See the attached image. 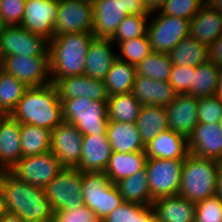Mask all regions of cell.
I'll return each mask as SVG.
<instances>
[{
    "label": "cell",
    "instance_id": "obj_33",
    "mask_svg": "<svg viewBox=\"0 0 222 222\" xmlns=\"http://www.w3.org/2000/svg\"><path fill=\"white\" fill-rule=\"evenodd\" d=\"M21 152L23 157L50 151L51 131L39 126L20 124Z\"/></svg>",
    "mask_w": 222,
    "mask_h": 222
},
{
    "label": "cell",
    "instance_id": "obj_51",
    "mask_svg": "<svg viewBox=\"0 0 222 222\" xmlns=\"http://www.w3.org/2000/svg\"><path fill=\"white\" fill-rule=\"evenodd\" d=\"M216 196L222 201V162L218 170Z\"/></svg>",
    "mask_w": 222,
    "mask_h": 222
},
{
    "label": "cell",
    "instance_id": "obj_55",
    "mask_svg": "<svg viewBox=\"0 0 222 222\" xmlns=\"http://www.w3.org/2000/svg\"><path fill=\"white\" fill-rule=\"evenodd\" d=\"M4 213L2 194L0 191V216Z\"/></svg>",
    "mask_w": 222,
    "mask_h": 222
},
{
    "label": "cell",
    "instance_id": "obj_14",
    "mask_svg": "<svg viewBox=\"0 0 222 222\" xmlns=\"http://www.w3.org/2000/svg\"><path fill=\"white\" fill-rule=\"evenodd\" d=\"M82 133L77 127L62 121L51 131L50 151L66 168H76L82 154Z\"/></svg>",
    "mask_w": 222,
    "mask_h": 222
},
{
    "label": "cell",
    "instance_id": "obj_15",
    "mask_svg": "<svg viewBox=\"0 0 222 222\" xmlns=\"http://www.w3.org/2000/svg\"><path fill=\"white\" fill-rule=\"evenodd\" d=\"M58 0H26L21 26L49 41L54 36Z\"/></svg>",
    "mask_w": 222,
    "mask_h": 222
},
{
    "label": "cell",
    "instance_id": "obj_35",
    "mask_svg": "<svg viewBox=\"0 0 222 222\" xmlns=\"http://www.w3.org/2000/svg\"><path fill=\"white\" fill-rule=\"evenodd\" d=\"M142 104L131 94H117L107 100L109 121L136 123Z\"/></svg>",
    "mask_w": 222,
    "mask_h": 222
},
{
    "label": "cell",
    "instance_id": "obj_40",
    "mask_svg": "<svg viewBox=\"0 0 222 222\" xmlns=\"http://www.w3.org/2000/svg\"><path fill=\"white\" fill-rule=\"evenodd\" d=\"M205 3V0H167L159 12L191 20Z\"/></svg>",
    "mask_w": 222,
    "mask_h": 222
},
{
    "label": "cell",
    "instance_id": "obj_41",
    "mask_svg": "<svg viewBox=\"0 0 222 222\" xmlns=\"http://www.w3.org/2000/svg\"><path fill=\"white\" fill-rule=\"evenodd\" d=\"M151 208V205L122 202L102 222H139L140 218Z\"/></svg>",
    "mask_w": 222,
    "mask_h": 222
},
{
    "label": "cell",
    "instance_id": "obj_36",
    "mask_svg": "<svg viewBox=\"0 0 222 222\" xmlns=\"http://www.w3.org/2000/svg\"><path fill=\"white\" fill-rule=\"evenodd\" d=\"M27 88L16 77L0 69V112L10 115Z\"/></svg>",
    "mask_w": 222,
    "mask_h": 222
},
{
    "label": "cell",
    "instance_id": "obj_45",
    "mask_svg": "<svg viewBox=\"0 0 222 222\" xmlns=\"http://www.w3.org/2000/svg\"><path fill=\"white\" fill-rule=\"evenodd\" d=\"M26 0H1L0 16L6 26H21Z\"/></svg>",
    "mask_w": 222,
    "mask_h": 222
},
{
    "label": "cell",
    "instance_id": "obj_30",
    "mask_svg": "<svg viewBox=\"0 0 222 222\" xmlns=\"http://www.w3.org/2000/svg\"><path fill=\"white\" fill-rule=\"evenodd\" d=\"M114 184L124 202L152 205L154 201L149 190L146 170L138 171L135 175L123 178Z\"/></svg>",
    "mask_w": 222,
    "mask_h": 222
},
{
    "label": "cell",
    "instance_id": "obj_23",
    "mask_svg": "<svg viewBox=\"0 0 222 222\" xmlns=\"http://www.w3.org/2000/svg\"><path fill=\"white\" fill-rule=\"evenodd\" d=\"M23 157L20 123L10 115L0 117V171H10Z\"/></svg>",
    "mask_w": 222,
    "mask_h": 222
},
{
    "label": "cell",
    "instance_id": "obj_48",
    "mask_svg": "<svg viewBox=\"0 0 222 222\" xmlns=\"http://www.w3.org/2000/svg\"><path fill=\"white\" fill-rule=\"evenodd\" d=\"M209 60L222 66V35L209 47Z\"/></svg>",
    "mask_w": 222,
    "mask_h": 222
},
{
    "label": "cell",
    "instance_id": "obj_16",
    "mask_svg": "<svg viewBox=\"0 0 222 222\" xmlns=\"http://www.w3.org/2000/svg\"><path fill=\"white\" fill-rule=\"evenodd\" d=\"M197 107L198 98L188 94H177L165 107L169 129L188 139L198 124Z\"/></svg>",
    "mask_w": 222,
    "mask_h": 222
},
{
    "label": "cell",
    "instance_id": "obj_47",
    "mask_svg": "<svg viewBox=\"0 0 222 222\" xmlns=\"http://www.w3.org/2000/svg\"><path fill=\"white\" fill-rule=\"evenodd\" d=\"M122 4L127 15L150 16L151 14L145 5V0H122Z\"/></svg>",
    "mask_w": 222,
    "mask_h": 222
},
{
    "label": "cell",
    "instance_id": "obj_57",
    "mask_svg": "<svg viewBox=\"0 0 222 222\" xmlns=\"http://www.w3.org/2000/svg\"><path fill=\"white\" fill-rule=\"evenodd\" d=\"M2 58H1V54H0V69H2Z\"/></svg>",
    "mask_w": 222,
    "mask_h": 222
},
{
    "label": "cell",
    "instance_id": "obj_17",
    "mask_svg": "<svg viewBox=\"0 0 222 222\" xmlns=\"http://www.w3.org/2000/svg\"><path fill=\"white\" fill-rule=\"evenodd\" d=\"M60 100L87 97L92 101H107L109 95L105 82L90 76H69L54 83Z\"/></svg>",
    "mask_w": 222,
    "mask_h": 222
},
{
    "label": "cell",
    "instance_id": "obj_54",
    "mask_svg": "<svg viewBox=\"0 0 222 222\" xmlns=\"http://www.w3.org/2000/svg\"><path fill=\"white\" fill-rule=\"evenodd\" d=\"M215 95L222 100V66H220L219 82Z\"/></svg>",
    "mask_w": 222,
    "mask_h": 222
},
{
    "label": "cell",
    "instance_id": "obj_9",
    "mask_svg": "<svg viewBox=\"0 0 222 222\" xmlns=\"http://www.w3.org/2000/svg\"><path fill=\"white\" fill-rule=\"evenodd\" d=\"M184 160L147 158L145 170L153 200L179 193Z\"/></svg>",
    "mask_w": 222,
    "mask_h": 222
},
{
    "label": "cell",
    "instance_id": "obj_6",
    "mask_svg": "<svg viewBox=\"0 0 222 222\" xmlns=\"http://www.w3.org/2000/svg\"><path fill=\"white\" fill-rule=\"evenodd\" d=\"M81 189L84 204L100 221L123 202L116 185L109 180L104 171L83 172Z\"/></svg>",
    "mask_w": 222,
    "mask_h": 222
},
{
    "label": "cell",
    "instance_id": "obj_19",
    "mask_svg": "<svg viewBox=\"0 0 222 222\" xmlns=\"http://www.w3.org/2000/svg\"><path fill=\"white\" fill-rule=\"evenodd\" d=\"M93 28L95 38L110 39L121 21L127 16L122 0H92Z\"/></svg>",
    "mask_w": 222,
    "mask_h": 222
},
{
    "label": "cell",
    "instance_id": "obj_58",
    "mask_svg": "<svg viewBox=\"0 0 222 222\" xmlns=\"http://www.w3.org/2000/svg\"><path fill=\"white\" fill-rule=\"evenodd\" d=\"M220 127L222 128V117L219 120Z\"/></svg>",
    "mask_w": 222,
    "mask_h": 222
},
{
    "label": "cell",
    "instance_id": "obj_34",
    "mask_svg": "<svg viewBox=\"0 0 222 222\" xmlns=\"http://www.w3.org/2000/svg\"><path fill=\"white\" fill-rule=\"evenodd\" d=\"M219 74L220 66L210 60L196 66L195 73H193V87L188 95L196 98L215 95Z\"/></svg>",
    "mask_w": 222,
    "mask_h": 222
},
{
    "label": "cell",
    "instance_id": "obj_39",
    "mask_svg": "<svg viewBox=\"0 0 222 222\" xmlns=\"http://www.w3.org/2000/svg\"><path fill=\"white\" fill-rule=\"evenodd\" d=\"M149 18L150 16L127 15L110 38L111 41L117 46L122 41L146 36Z\"/></svg>",
    "mask_w": 222,
    "mask_h": 222
},
{
    "label": "cell",
    "instance_id": "obj_31",
    "mask_svg": "<svg viewBox=\"0 0 222 222\" xmlns=\"http://www.w3.org/2000/svg\"><path fill=\"white\" fill-rule=\"evenodd\" d=\"M169 55L174 65L196 67L209 61V47L189 35L173 47Z\"/></svg>",
    "mask_w": 222,
    "mask_h": 222
},
{
    "label": "cell",
    "instance_id": "obj_7",
    "mask_svg": "<svg viewBox=\"0 0 222 222\" xmlns=\"http://www.w3.org/2000/svg\"><path fill=\"white\" fill-rule=\"evenodd\" d=\"M147 35L152 52L169 54L181 40L190 35V20L151 12Z\"/></svg>",
    "mask_w": 222,
    "mask_h": 222
},
{
    "label": "cell",
    "instance_id": "obj_49",
    "mask_svg": "<svg viewBox=\"0 0 222 222\" xmlns=\"http://www.w3.org/2000/svg\"><path fill=\"white\" fill-rule=\"evenodd\" d=\"M167 0H145V5L150 12L159 11Z\"/></svg>",
    "mask_w": 222,
    "mask_h": 222
},
{
    "label": "cell",
    "instance_id": "obj_29",
    "mask_svg": "<svg viewBox=\"0 0 222 222\" xmlns=\"http://www.w3.org/2000/svg\"><path fill=\"white\" fill-rule=\"evenodd\" d=\"M135 124L142 142L148 144L162 131L169 129L165 107L142 106Z\"/></svg>",
    "mask_w": 222,
    "mask_h": 222
},
{
    "label": "cell",
    "instance_id": "obj_53",
    "mask_svg": "<svg viewBox=\"0 0 222 222\" xmlns=\"http://www.w3.org/2000/svg\"><path fill=\"white\" fill-rule=\"evenodd\" d=\"M206 3L213 9L222 11V0H207Z\"/></svg>",
    "mask_w": 222,
    "mask_h": 222
},
{
    "label": "cell",
    "instance_id": "obj_52",
    "mask_svg": "<svg viewBox=\"0 0 222 222\" xmlns=\"http://www.w3.org/2000/svg\"><path fill=\"white\" fill-rule=\"evenodd\" d=\"M139 222H158L154 216L152 207L140 218Z\"/></svg>",
    "mask_w": 222,
    "mask_h": 222
},
{
    "label": "cell",
    "instance_id": "obj_11",
    "mask_svg": "<svg viewBox=\"0 0 222 222\" xmlns=\"http://www.w3.org/2000/svg\"><path fill=\"white\" fill-rule=\"evenodd\" d=\"M49 40L25 30L22 26H6L0 34L1 58L13 55L49 56Z\"/></svg>",
    "mask_w": 222,
    "mask_h": 222
},
{
    "label": "cell",
    "instance_id": "obj_4",
    "mask_svg": "<svg viewBox=\"0 0 222 222\" xmlns=\"http://www.w3.org/2000/svg\"><path fill=\"white\" fill-rule=\"evenodd\" d=\"M221 162L188 154L184 160L179 195L198 203L216 195Z\"/></svg>",
    "mask_w": 222,
    "mask_h": 222
},
{
    "label": "cell",
    "instance_id": "obj_56",
    "mask_svg": "<svg viewBox=\"0 0 222 222\" xmlns=\"http://www.w3.org/2000/svg\"><path fill=\"white\" fill-rule=\"evenodd\" d=\"M6 25L3 22L2 17L0 16V34L3 32V30L5 29Z\"/></svg>",
    "mask_w": 222,
    "mask_h": 222
},
{
    "label": "cell",
    "instance_id": "obj_3",
    "mask_svg": "<svg viewBox=\"0 0 222 222\" xmlns=\"http://www.w3.org/2000/svg\"><path fill=\"white\" fill-rule=\"evenodd\" d=\"M95 37L91 32L66 33L49 41L50 79L84 75L85 57Z\"/></svg>",
    "mask_w": 222,
    "mask_h": 222
},
{
    "label": "cell",
    "instance_id": "obj_26",
    "mask_svg": "<svg viewBox=\"0 0 222 222\" xmlns=\"http://www.w3.org/2000/svg\"><path fill=\"white\" fill-rule=\"evenodd\" d=\"M147 158L185 159L189 154L185 137L170 129L162 131L145 145Z\"/></svg>",
    "mask_w": 222,
    "mask_h": 222
},
{
    "label": "cell",
    "instance_id": "obj_24",
    "mask_svg": "<svg viewBox=\"0 0 222 222\" xmlns=\"http://www.w3.org/2000/svg\"><path fill=\"white\" fill-rule=\"evenodd\" d=\"M151 207L158 222H195L196 203L179 194L158 198Z\"/></svg>",
    "mask_w": 222,
    "mask_h": 222
},
{
    "label": "cell",
    "instance_id": "obj_50",
    "mask_svg": "<svg viewBox=\"0 0 222 222\" xmlns=\"http://www.w3.org/2000/svg\"><path fill=\"white\" fill-rule=\"evenodd\" d=\"M0 222H25L20 216L3 213L0 216Z\"/></svg>",
    "mask_w": 222,
    "mask_h": 222
},
{
    "label": "cell",
    "instance_id": "obj_12",
    "mask_svg": "<svg viewBox=\"0 0 222 222\" xmlns=\"http://www.w3.org/2000/svg\"><path fill=\"white\" fill-rule=\"evenodd\" d=\"M92 28V0H58L54 36L66 33L91 32Z\"/></svg>",
    "mask_w": 222,
    "mask_h": 222
},
{
    "label": "cell",
    "instance_id": "obj_1",
    "mask_svg": "<svg viewBox=\"0 0 222 222\" xmlns=\"http://www.w3.org/2000/svg\"><path fill=\"white\" fill-rule=\"evenodd\" d=\"M0 191L4 212L25 222H53L54 211L45 189L18 180L9 171H0Z\"/></svg>",
    "mask_w": 222,
    "mask_h": 222
},
{
    "label": "cell",
    "instance_id": "obj_32",
    "mask_svg": "<svg viewBox=\"0 0 222 222\" xmlns=\"http://www.w3.org/2000/svg\"><path fill=\"white\" fill-rule=\"evenodd\" d=\"M136 76V66L117 58L104 79L109 97L131 93Z\"/></svg>",
    "mask_w": 222,
    "mask_h": 222
},
{
    "label": "cell",
    "instance_id": "obj_18",
    "mask_svg": "<svg viewBox=\"0 0 222 222\" xmlns=\"http://www.w3.org/2000/svg\"><path fill=\"white\" fill-rule=\"evenodd\" d=\"M187 142L190 154L222 162V128L219 122L197 124Z\"/></svg>",
    "mask_w": 222,
    "mask_h": 222
},
{
    "label": "cell",
    "instance_id": "obj_8",
    "mask_svg": "<svg viewBox=\"0 0 222 222\" xmlns=\"http://www.w3.org/2000/svg\"><path fill=\"white\" fill-rule=\"evenodd\" d=\"M83 172L64 167L45 187L46 198L52 210H76L84 205L81 194Z\"/></svg>",
    "mask_w": 222,
    "mask_h": 222
},
{
    "label": "cell",
    "instance_id": "obj_43",
    "mask_svg": "<svg viewBox=\"0 0 222 222\" xmlns=\"http://www.w3.org/2000/svg\"><path fill=\"white\" fill-rule=\"evenodd\" d=\"M195 222H222V201L214 195L196 203Z\"/></svg>",
    "mask_w": 222,
    "mask_h": 222
},
{
    "label": "cell",
    "instance_id": "obj_25",
    "mask_svg": "<svg viewBox=\"0 0 222 222\" xmlns=\"http://www.w3.org/2000/svg\"><path fill=\"white\" fill-rule=\"evenodd\" d=\"M190 35L210 47L222 35L221 12L205 3L190 20Z\"/></svg>",
    "mask_w": 222,
    "mask_h": 222
},
{
    "label": "cell",
    "instance_id": "obj_21",
    "mask_svg": "<svg viewBox=\"0 0 222 222\" xmlns=\"http://www.w3.org/2000/svg\"><path fill=\"white\" fill-rule=\"evenodd\" d=\"M116 45L111 39L94 38L85 57L84 75L104 81L113 62L117 59Z\"/></svg>",
    "mask_w": 222,
    "mask_h": 222
},
{
    "label": "cell",
    "instance_id": "obj_37",
    "mask_svg": "<svg viewBox=\"0 0 222 222\" xmlns=\"http://www.w3.org/2000/svg\"><path fill=\"white\" fill-rule=\"evenodd\" d=\"M173 63L169 54L151 52L148 57L136 65L137 75L169 81Z\"/></svg>",
    "mask_w": 222,
    "mask_h": 222
},
{
    "label": "cell",
    "instance_id": "obj_10",
    "mask_svg": "<svg viewBox=\"0 0 222 222\" xmlns=\"http://www.w3.org/2000/svg\"><path fill=\"white\" fill-rule=\"evenodd\" d=\"M63 168L55 155L48 151L39 155L22 157L9 172L20 181L45 189Z\"/></svg>",
    "mask_w": 222,
    "mask_h": 222
},
{
    "label": "cell",
    "instance_id": "obj_22",
    "mask_svg": "<svg viewBox=\"0 0 222 222\" xmlns=\"http://www.w3.org/2000/svg\"><path fill=\"white\" fill-rule=\"evenodd\" d=\"M131 94L142 106L167 107L177 96L169 81H157L137 75L132 86Z\"/></svg>",
    "mask_w": 222,
    "mask_h": 222
},
{
    "label": "cell",
    "instance_id": "obj_5",
    "mask_svg": "<svg viewBox=\"0 0 222 222\" xmlns=\"http://www.w3.org/2000/svg\"><path fill=\"white\" fill-rule=\"evenodd\" d=\"M61 102L63 121L75 125L82 135L107 134V101L78 97Z\"/></svg>",
    "mask_w": 222,
    "mask_h": 222
},
{
    "label": "cell",
    "instance_id": "obj_20",
    "mask_svg": "<svg viewBox=\"0 0 222 222\" xmlns=\"http://www.w3.org/2000/svg\"><path fill=\"white\" fill-rule=\"evenodd\" d=\"M111 153L107 134L83 135L81 159L76 168L81 172L104 171Z\"/></svg>",
    "mask_w": 222,
    "mask_h": 222
},
{
    "label": "cell",
    "instance_id": "obj_38",
    "mask_svg": "<svg viewBox=\"0 0 222 222\" xmlns=\"http://www.w3.org/2000/svg\"><path fill=\"white\" fill-rule=\"evenodd\" d=\"M116 47L118 49L117 58L134 66L138 65L152 52L148 35L122 41Z\"/></svg>",
    "mask_w": 222,
    "mask_h": 222
},
{
    "label": "cell",
    "instance_id": "obj_28",
    "mask_svg": "<svg viewBox=\"0 0 222 222\" xmlns=\"http://www.w3.org/2000/svg\"><path fill=\"white\" fill-rule=\"evenodd\" d=\"M146 161L145 151L112 152L104 172L112 183H116L123 178L135 175L138 171L145 170Z\"/></svg>",
    "mask_w": 222,
    "mask_h": 222
},
{
    "label": "cell",
    "instance_id": "obj_13",
    "mask_svg": "<svg viewBox=\"0 0 222 222\" xmlns=\"http://www.w3.org/2000/svg\"><path fill=\"white\" fill-rule=\"evenodd\" d=\"M2 70L16 77L27 87H40L52 83L49 56H6L2 60Z\"/></svg>",
    "mask_w": 222,
    "mask_h": 222
},
{
    "label": "cell",
    "instance_id": "obj_42",
    "mask_svg": "<svg viewBox=\"0 0 222 222\" xmlns=\"http://www.w3.org/2000/svg\"><path fill=\"white\" fill-rule=\"evenodd\" d=\"M198 124H213L222 117V100L216 95L198 98Z\"/></svg>",
    "mask_w": 222,
    "mask_h": 222
},
{
    "label": "cell",
    "instance_id": "obj_46",
    "mask_svg": "<svg viewBox=\"0 0 222 222\" xmlns=\"http://www.w3.org/2000/svg\"><path fill=\"white\" fill-rule=\"evenodd\" d=\"M53 222H102L85 204L76 210L55 211Z\"/></svg>",
    "mask_w": 222,
    "mask_h": 222
},
{
    "label": "cell",
    "instance_id": "obj_27",
    "mask_svg": "<svg viewBox=\"0 0 222 222\" xmlns=\"http://www.w3.org/2000/svg\"><path fill=\"white\" fill-rule=\"evenodd\" d=\"M107 136L112 152L145 151L135 123L108 121Z\"/></svg>",
    "mask_w": 222,
    "mask_h": 222
},
{
    "label": "cell",
    "instance_id": "obj_44",
    "mask_svg": "<svg viewBox=\"0 0 222 222\" xmlns=\"http://www.w3.org/2000/svg\"><path fill=\"white\" fill-rule=\"evenodd\" d=\"M193 73H195V67L173 64L169 83L177 94L189 93L193 87Z\"/></svg>",
    "mask_w": 222,
    "mask_h": 222
},
{
    "label": "cell",
    "instance_id": "obj_2",
    "mask_svg": "<svg viewBox=\"0 0 222 222\" xmlns=\"http://www.w3.org/2000/svg\"><path fill=\"white\" fill-rule=\"evenodd\" d=\"M10 116L20 124L54 130L63 121L62 102L54 84L28 87Z\"/></svg>",
    "mask_w": 222,
    "mask_h": 222
}]
</instances>
